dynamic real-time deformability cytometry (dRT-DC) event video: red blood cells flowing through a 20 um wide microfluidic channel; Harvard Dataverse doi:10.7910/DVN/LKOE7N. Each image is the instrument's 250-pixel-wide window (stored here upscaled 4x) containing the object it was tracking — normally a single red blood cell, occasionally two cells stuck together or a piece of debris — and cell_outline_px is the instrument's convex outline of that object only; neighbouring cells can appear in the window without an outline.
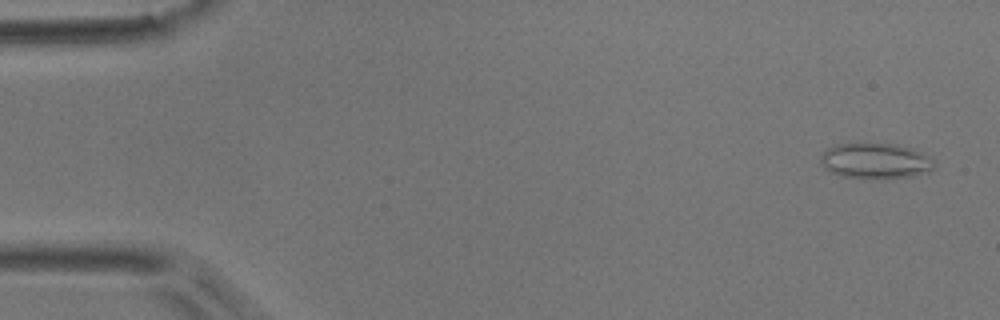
{"species": "common noctule bat (a hibernating species)", "species_latin": "Nyctalus noctula", "temperature_condition": "room temperature", "stored_images_in_passage": 10, "camera_frame_rate_fps": 3000, "um_per_image_px": 0.085, "animal": {"sex": "male", "body_mass_g": 17.9}, "frame": {"image": 1, "passage_image": 1, "time_ms": 0.0, "image_size_px": [1000, 320], "cell_outline_px": [[936, 164], [928, 172], [912, 176], [892, 180], [868, 180], [840, 176], [824, 168], [820, 160], [820, 156], [828, 148], [836, 144], [896, 144], [920, 152], [936, 160]], "centroid_in_image_um": [74.43, 13.73], "position_along_channel_um": 10.6, "area_um2": 24.04}}
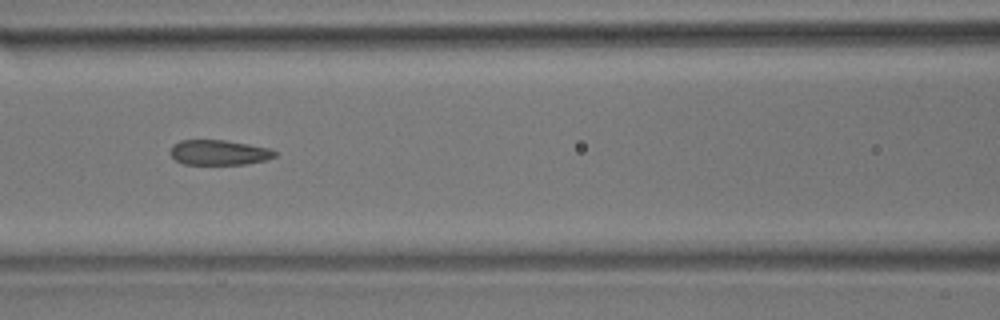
{"frame": {"image": 2, "passage_image": 6, "time_ms": 7.0, "image_size_px": [1000, 320], "cell_outline_px": [[276, 156], [268, 160], [248, 164], [184, 164], [176, 160], [168, 152], [172, 144], [180, 140], [224, 140], [248, 144], [268, 148], [276, 152]], "centroid_in_image_um": [18.59, 12.96], "position_along_channel_um": 148.0, "area_um2": 15.37}}
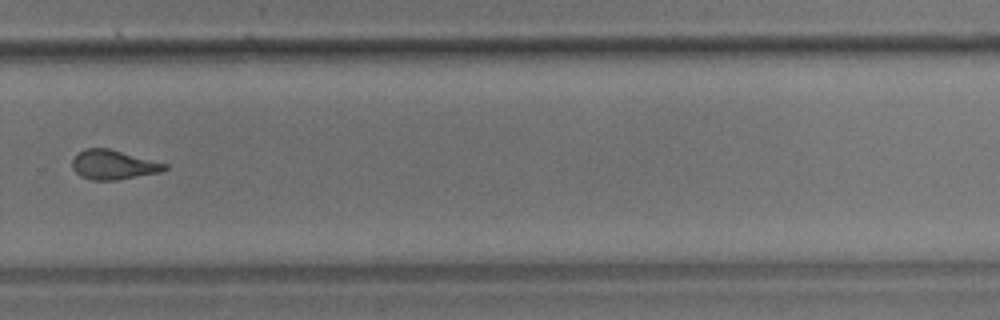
{"frame": {"image": 3, "passage_image": 10, "time_ms": 11.667, "image_size_px": [1000, 320], "cell_outline_px": [[168, 168], [160, 172], [116, 180], [92, 180], [80, 176], [72, 168], [72, 160], [84, 148], [108, 148], [168, 164]], "centroid_in_image_um": [9.63, 14.01], "position_along_channel_um": 320.2, "area_um2": 15.72}}